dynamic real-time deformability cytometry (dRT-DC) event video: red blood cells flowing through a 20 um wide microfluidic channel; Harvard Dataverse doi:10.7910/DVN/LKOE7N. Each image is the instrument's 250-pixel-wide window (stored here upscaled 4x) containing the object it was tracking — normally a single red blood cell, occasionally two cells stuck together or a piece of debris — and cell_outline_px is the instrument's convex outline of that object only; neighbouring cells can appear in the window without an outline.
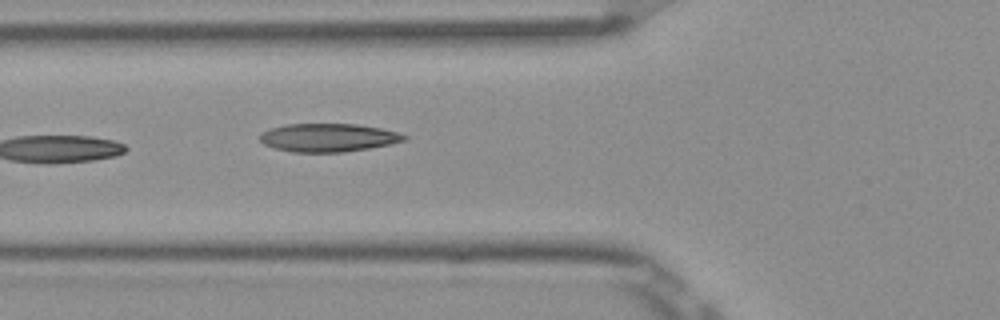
{"species": "Egyptian fruit bat (a non-hibernating species)", "species_latin": "Rousettus aegyptiacus", "temperature_condition": "room temperature", "stored_images_in_passage": 7, "camera_frame_rate_fps": 3000, "um_per_image_px": 0.085, "frame": {"image": 1, "passage_image": 7, "time_ms": 2.0, "image_size_px": [1000, 320], "cell_outline_px": [[408, 140], [392, 144], [344, 152], [292, 152], [276, 148], [264, 144], [260, 140], [260, 132], [284, 124], [356, 124], [380, 128], [396, 132], [408, 136]], "centroid_in_image_um": [27.91, 11.7], "position_along_channel_um": 97.9, "area_um2": 23.76}}